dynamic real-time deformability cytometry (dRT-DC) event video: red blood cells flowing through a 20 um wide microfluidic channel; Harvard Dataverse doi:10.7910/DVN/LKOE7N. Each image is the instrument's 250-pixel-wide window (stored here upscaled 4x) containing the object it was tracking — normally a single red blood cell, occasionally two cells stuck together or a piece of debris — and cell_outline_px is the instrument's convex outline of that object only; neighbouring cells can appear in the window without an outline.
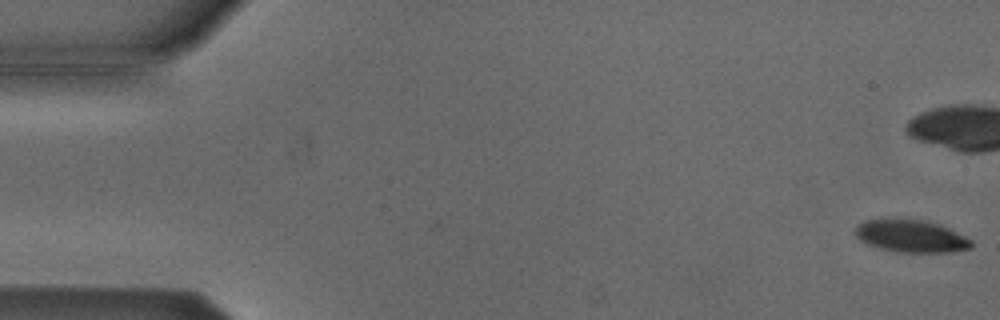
{"species": "Egyptian fruit bat (a non-hibernating species)", "species_latin": "Rousettus aegyptiacus", "temperature_condition": "cold", "stored_images_in_passage": 44, "camera_frame_rate_fps": 3000, "um_per_image_px": 0.085, "animal": {"sex": "male"}, "frame": {"image": 1, "passage_image": 1, "time_ms": 0.0, "image_size_px": [1000, 320], "cell_outline_px": [[972, 248], [952, 252], [896, 252], [880, 248], [868, 244], [860, 240], [856, 236], [856, 224], [864, 220], [880, 216], [896, 216], [924, 220], [940, 224], [972, 240]], "centroid_in_image_um": [77.37, 20.01], "position_along_channel_um": 7.6, "area_um2": 22.77}}